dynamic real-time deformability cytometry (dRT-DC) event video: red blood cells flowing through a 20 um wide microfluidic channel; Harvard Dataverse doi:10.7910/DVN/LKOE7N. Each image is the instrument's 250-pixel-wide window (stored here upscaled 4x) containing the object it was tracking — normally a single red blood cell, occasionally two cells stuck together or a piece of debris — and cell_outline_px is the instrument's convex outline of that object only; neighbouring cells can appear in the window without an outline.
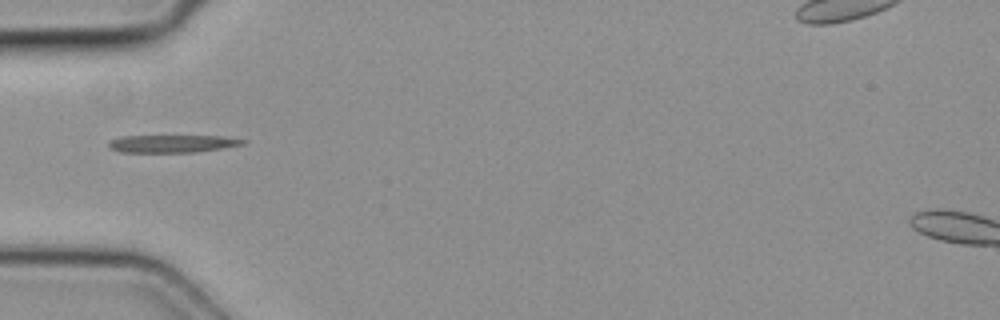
{"species": "common noctule bat (a hibernating species)", "species_latin": "Nyctalus noctula", "temperature_condition": "cold", "stored_images_in_passage": 3, "camera_frame_rate_fps": 3000, "um_per_image_px": 0.085, "animal": {"sex": "female", "body_mass_g": 19.3, "forearm_length_mm": 54.1}, "frame": {"image": 1, "passage_image": 3, "time_ms": 0.667, "image_size_px": [1000, 320], "cell_outline_px": [[248, 140], [244, 144], [220, 148], [192, 152], [120, 152], [112, 148], [108, 144], [112, 140], [120, 136], [220, 136]], "centroid_in_image_um": [14.65, 12.2], "position_along_channel_um": 70.4, "area_um2": 13.47}}